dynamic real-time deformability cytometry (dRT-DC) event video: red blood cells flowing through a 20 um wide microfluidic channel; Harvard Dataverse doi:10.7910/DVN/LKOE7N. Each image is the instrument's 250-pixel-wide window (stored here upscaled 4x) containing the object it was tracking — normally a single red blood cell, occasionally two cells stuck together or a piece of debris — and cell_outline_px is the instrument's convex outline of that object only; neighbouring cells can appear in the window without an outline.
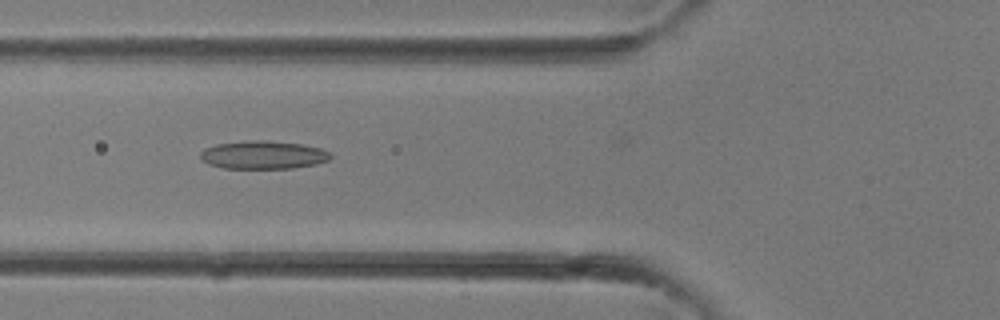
{"species": "common noctule bat (a hibernating species)", "species_latin": "Nyctalus noctula", "temperature_condition": "room temperature", "stored_images_in_passage": 26, "camera_frame_rate_fps": 3000, "um_per_image_px": 0.085, "animal": {"sex": "female"}, "frame": {"image": 1, "passage_image": 6, "time_ms": 1.667, "image_size_px": [1000, 320], "cell_outline_px": [[332, 156], [328, 160], [316, 164], [292, 168], [224, 168], [208, 164], [200, 160], [200, 152], [204, 148], [216, 144], [244, 140], [264, 140], [304, 144], [320, 148], [328, 152]], "centroid_in_image_um": [22.33, 13.16], "position_along_channel_um": 103.5, "area_um2": 21.5}}
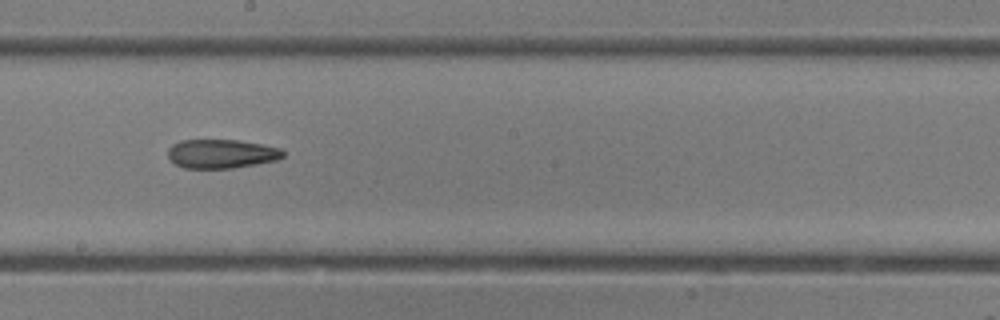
{"frame": {"image": 2, "passage_image": 12, "time_ms": 3.667, "image_size_px": [1000, 320], "cell_outline_px": [[284, 156], [276, 160], [256, 164], [232, 168], [184, 168], [168, 160], [168, 148], [172, 144], [180, 140], [236, 140], [260, 144], [280, 148], [284, 152]], "centroid_in_image_um": [18.78, 13.07], "position_along_channel_um": 229.4, "area_um2": 19.42}}
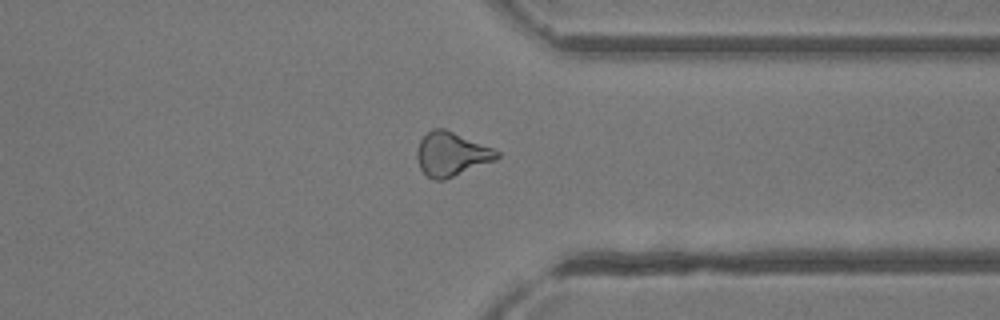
{"frame": {"image": 3, "passage_image": 19, "time_ms": 6.0, "image_size_px": [1000, 320], "cell_outline_px": [[500, 156], [496, 160], [444, 180], [432, 180], [420, 168], [416, 156], [416, 148], [420, 140], [432, 128], [444, 128], [492, 148], [500, 152]], "centroid_in_image_um": [38.35, 13.1], "position_along_channel_um": 373.0, "area_um2": 20.4}}